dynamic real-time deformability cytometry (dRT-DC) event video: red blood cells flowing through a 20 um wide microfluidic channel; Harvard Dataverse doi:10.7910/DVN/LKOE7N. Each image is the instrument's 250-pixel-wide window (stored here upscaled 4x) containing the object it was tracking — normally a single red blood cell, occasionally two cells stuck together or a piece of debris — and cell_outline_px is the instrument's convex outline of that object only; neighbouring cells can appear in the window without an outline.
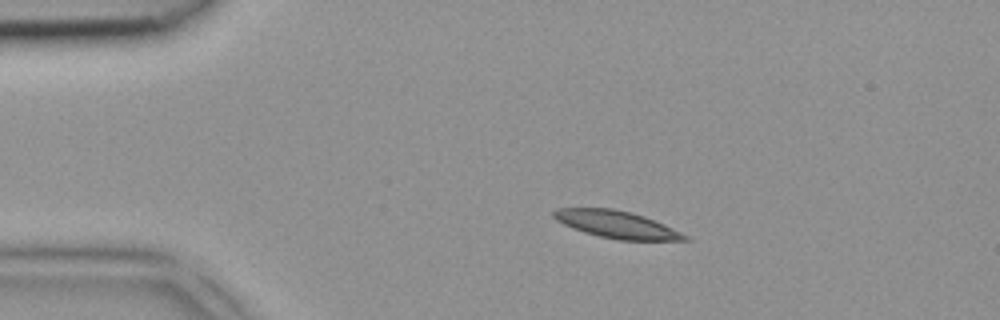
{"species": "common noctule bat (a hibernating species)", "species_latin": "Nyctalus noctula", "temperature_condition": "room temperature", "stored_images_in_passage": 4, "camera_frame_rate_fps": 3000, "um_per_image_px": 0.085, "animal": {"sex": "female", "body_mass_g": 18.4}, "frame": {"image": 1, "passage_image": 2, "time_ms": 0.333, "image_size_px": [1000, 320], "cell_outline_px": [[692, 240], [616, 240], [584, 232], [572, 228], [556, 220], [552, 216], [552, 212], [556, 208], [612, 208], [632, 212], [644, 216], [664, 224], [688, 236]], "centroid_in_image_um": [52.39, 19.07], "position_along_channel_um": 32.6, "area_um2": 20.81}}
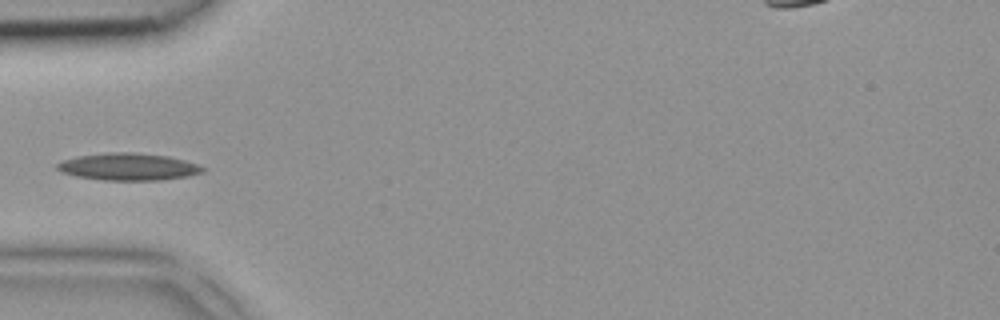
{"frame": {"image": 2, "passage_image": 4, "time_ms": 1.0, "image_size_px": [1000, 320], "cell_outline_px": [[208, 168], [204, 172], [188, 176], [160, 180], [100, 180], [76, 176], [60, 172], [56, 168], [56, 164], [64, 160], [76, 156], [108, 152], [136, 152], [168, 156], [184, 160]], "centroid_in_image_um": [10.91, 14.17], "position_along_channel_um": 74.1, "area_um2": 23.24}}